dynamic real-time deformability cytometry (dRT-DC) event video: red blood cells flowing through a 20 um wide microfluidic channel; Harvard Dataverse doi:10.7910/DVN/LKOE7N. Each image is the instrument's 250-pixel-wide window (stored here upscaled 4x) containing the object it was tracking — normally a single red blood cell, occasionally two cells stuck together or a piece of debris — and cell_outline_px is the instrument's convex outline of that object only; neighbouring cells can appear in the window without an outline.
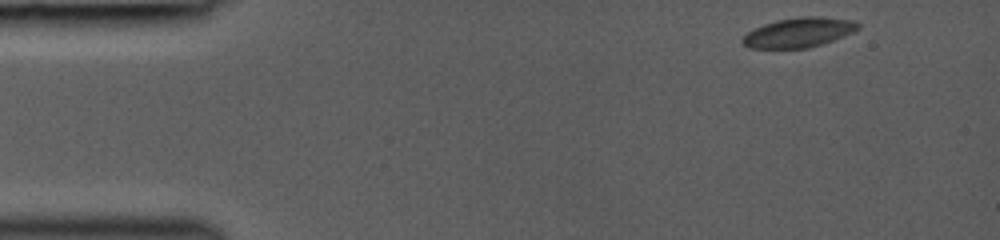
{"species": "common noctule bat (a hibernating species)", "species_latin": "Nyctalus noctula", "temperature_condition": "room temperature", "stored_images_in_passage": 31, "camera_frame_rate_fps": 3000, "um_per_image_px": 0.085, "animal": {"sex": "female", "body_mass_g": 19.0, "forearm_length_mm": 53.3}, "frame": {"image": 1, "passage_image": 1, "time_ms": 0.0, "image_size_px": [1000, 240], "cell_outline_px": [[860, 28], [852, 32], [832, 40], [808, 48], [748, 48], [740, 40], [748, 32], [764, 24], [776, 20], [800, 16], [820, 16], [852, 20], [860, 24]], "centroid_in_image_um": [67.89, 2.75], "position_along_channel_um": 17.1, "area_um2": 19.83}}
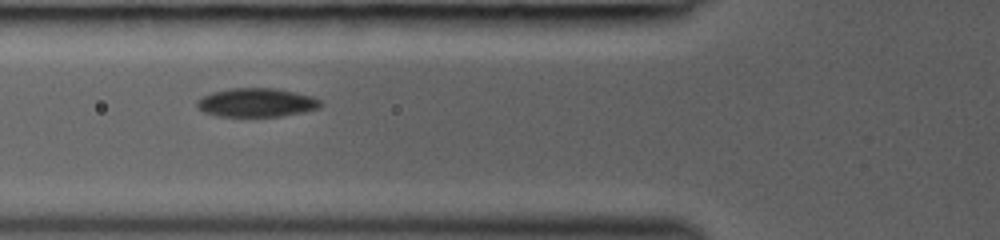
{"frame": {"image": 2, "passage_image": 14, "time_ms": 4.333, "image_size_px": [1000, 240], "cell_outline_px": [[320, 108], [304, 112], [280, 116], [220, 116], [204, 112], [196, 108], [196, 100], [212, 92], [228, 88], [276, 88], [296, 92], [312, 96], [320, 100]], "centroid_in_image_um": [21.79, 8.71], "position_along_channel_um": 104.0, "area_um2": 20.75}}
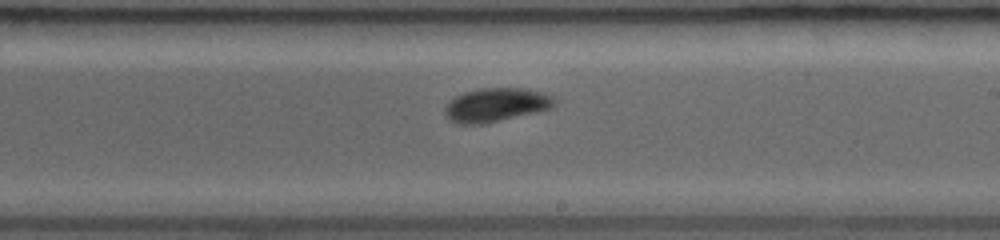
{"frame": {"image": 3, "passage_image": 26, "time_ms": 7.667, "image_size_px": [1000, 240], "cell_outline_px": [[556, 104], [552, 108], [536, 112], [484, 124], [460, 124], [448, 120], [444, 112], [444, 108], [456, 96], [464, 92], [480, 88], [524, 88], [540, 92], [552, 96], [556, 100]], "centroid_in_image_um": [42.16, 8.92], "position_along_channel_um": 246.8, "area_um2": 21.5}}